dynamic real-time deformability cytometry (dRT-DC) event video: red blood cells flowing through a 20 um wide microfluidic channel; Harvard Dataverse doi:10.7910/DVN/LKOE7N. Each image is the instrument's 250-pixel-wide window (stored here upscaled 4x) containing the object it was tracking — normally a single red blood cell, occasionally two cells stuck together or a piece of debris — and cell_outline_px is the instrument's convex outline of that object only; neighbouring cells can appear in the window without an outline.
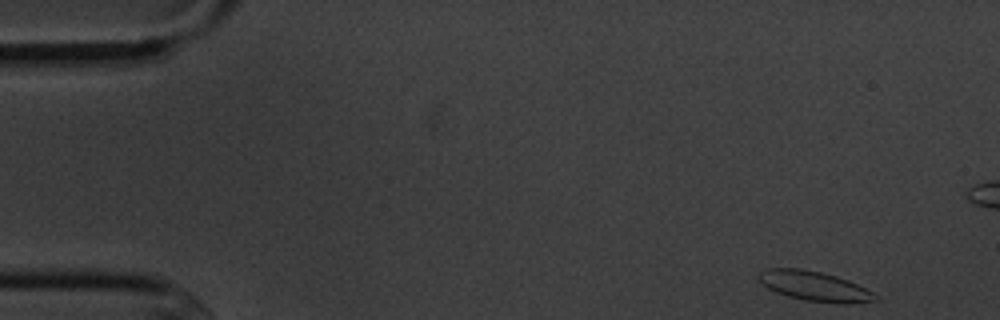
{"species": "common noctule bat (a hibernating species)", "species_latin": "Nyctalus noctula", "temperature_condition": "cold", "stored_images_in_passage": 5, "camera_frame_rate_fps": 3000, "um_per_image_px": 0.085, "animal": {"sex": "male", "body_mass_g": 20.1, "forearm_length_mm": 53.5}, "frame": {"image": 1, "passage_image": 1, "time_ms": 0.0, "image_size_px": [1000, 320], "cell_outline_px": [[876, 300], [856, 304], [836, 304], [804, 300], [788, 296], [776, 292], [768, 288], [756, 276], [760, 272], [768, 268], [800, 268], [820, 272], [836, 276], [848, 280], [872, 292], [876, 296]], "centroid_in_image_um": [69.23, 24.33], "position_along_channel_um": 15.8, "area_um2": 20.17}}